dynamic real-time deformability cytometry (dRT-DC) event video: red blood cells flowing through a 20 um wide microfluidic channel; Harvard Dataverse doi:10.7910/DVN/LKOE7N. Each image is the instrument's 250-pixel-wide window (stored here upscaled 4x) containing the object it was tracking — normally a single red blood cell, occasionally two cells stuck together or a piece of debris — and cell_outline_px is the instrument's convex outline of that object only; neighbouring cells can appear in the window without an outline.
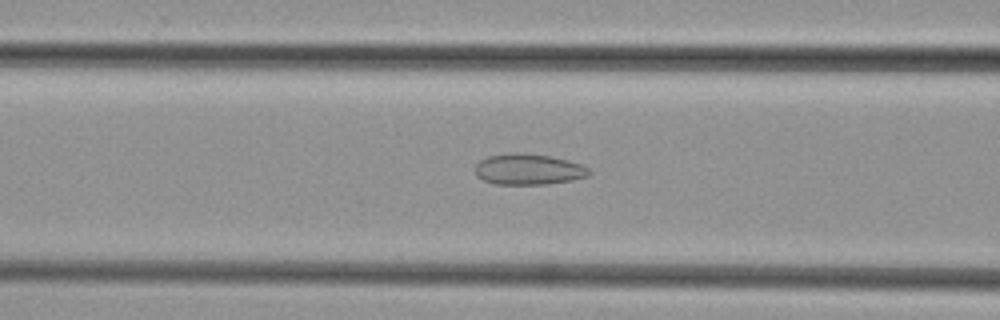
{"species": "common noctule bat (a hibernating species)", "species_latin": "Nyctalus noctula", "temperature_condition": "cold", "stored_images_in_passage": 48, "camera_frame_rate_fps": 3000, "um_per_image_px": 0.085, "animal": {"sex": "female", "body_mass_g": 29.2, "forearm_length_mm": 56.3}, "frame": {"image": 1, "passage_image": 19, "time_ms": 6.0, "image_size_px": [1000, 320], "cell_outline_px": [[592, 172], [588, 176], [572, 180], [544, 184], [496, 184], [484, 180], [476, 176], [476, 164], [480, 160], [488, 156], [520, 152], [552, 156], [584, 164]], "centroid_in_image_um": [44.96, 14.38], "position_along_channel_um": 121.6, "area_um2": 20.58}}
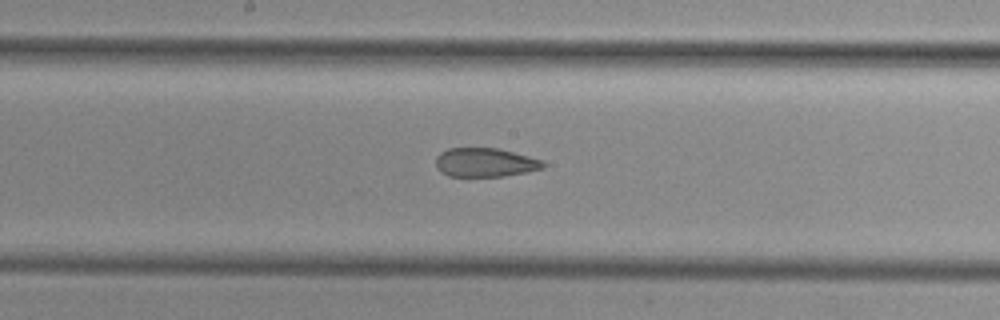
{"frame": {"image": 2, "passage_image": 25, "time_ms": 8.0, "image_size_px": [1000, 320], "cell_outline_px": [[544, 168], [528, 172], [504, 176], [448, 176], [440, 172], [436, 168], [436, 156], [440, 152], [448, 148], [496, 148], [544, 160]], "centroid_in_image_um": [41.21, 13.81], "position_along_channel_um": 207.0, "area_um2": 18.15}}
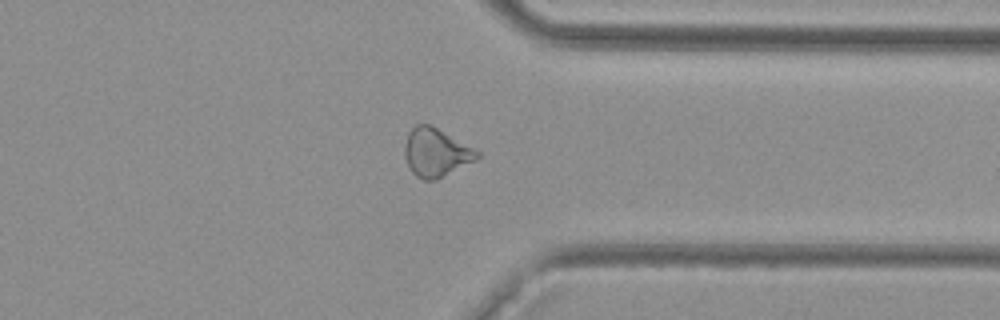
{"frame": {"image": 3, "passage_image": 37, "time_ms": 12.0, "image_size_px": [1000, 320], "cell_outline_px": [[480, 156], [476, 160], [436, 180], [424, 180], [416, 176], [412, 172], [408, 164], [404, 152], [404, 144], [408, 132], [416, 124], [428, 124], [436, 128], [480, 152]], "centroid_in_image_um": [37.03, 12.98], "position_along_channel_um": 374.4, "area_um2": 20.11}}